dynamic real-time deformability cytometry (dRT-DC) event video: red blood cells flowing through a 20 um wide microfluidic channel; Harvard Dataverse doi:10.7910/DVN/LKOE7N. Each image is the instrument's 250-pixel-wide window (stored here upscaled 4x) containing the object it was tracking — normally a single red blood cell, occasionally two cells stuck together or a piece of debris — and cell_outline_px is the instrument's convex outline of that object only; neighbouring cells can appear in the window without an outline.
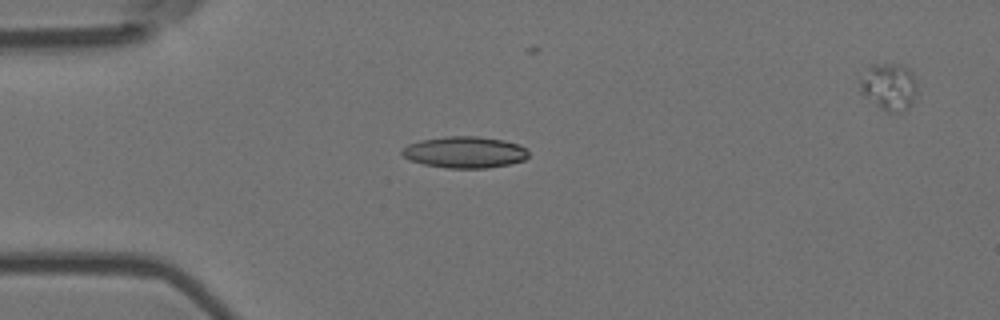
{"species": "Egyptian fruit bat (a non-hibernating species)", "species_latin": "Rousettus aegyptiacus", "temperature_condition": "room temperature", "stored_images_in_passage": 5, "segment_of_instrument_passage": [1, 2], "camera_frame_rate_fps": 3000, "um_per_image_px": 0.085, "animal": {"sex": "female"}, "frame": {"image": 1, "passage_image": 4, "time_ms": 1.0, "image_size_px": [1000, 320], "cell_outline_px": [[528, 156], [524, 160], [508, 164], [488, 168], [448, 168], [424, 164], [408, 160], [400, 152], [408, 144], [420, 140], [448, 136], [476, 136], [504, 140], [520, 144], [528, 148]], "centroid_in_image_um": [39.52, 12.93], "position_along_channel_um": 45.5, "area_um2": 23.29}}